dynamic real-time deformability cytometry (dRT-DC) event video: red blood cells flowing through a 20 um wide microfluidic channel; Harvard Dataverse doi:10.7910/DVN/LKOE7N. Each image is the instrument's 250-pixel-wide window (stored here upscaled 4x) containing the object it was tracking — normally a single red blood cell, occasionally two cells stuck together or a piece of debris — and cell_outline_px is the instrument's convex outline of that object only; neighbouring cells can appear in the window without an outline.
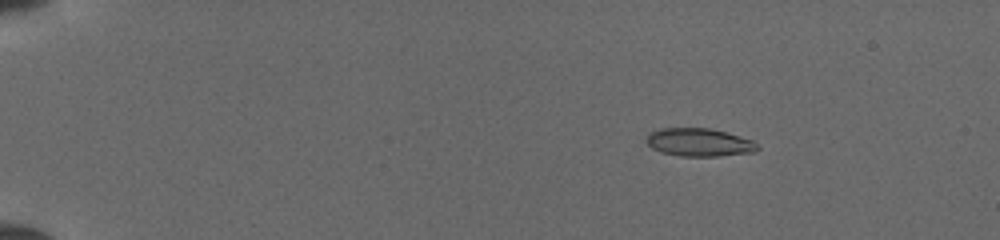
{"species": "common noctule bat (a hibernating species)", "species_latin": "Nyctalus noctula", "temperature_condition": "cold", "stored_images_in_passage": 50, "camera_frame_rate_fps": 3000, "um_per_image_px": 0.085, "animal": {"sex": "female", "body_mass_g": 19.5, "forearm_length_mm": 54.1}, "frame": {"image": 1, "passage_image": 8, "time_ms": 2.333, "image_size_px": [1000, 240], "cell_outline_px": [[760, 148], [756, 152], [716, 156], [680, 156], [660, 152], [652, 148], [644, 140], [648, 132], [660, 128], [708, 128], [728, 132], [752, 140]], "centroid_in_image_um": [59.4, 12.09], "position_along_channel_um": 25.6, "area_um2": 18.38}}
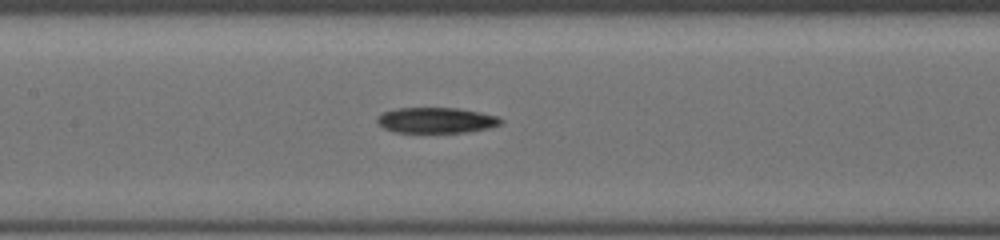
{"frame": {"image": 2, "passage_image": 26, "time_ms": 8.333, "image_size_px": [1000, 240], "cell_outline_px": [[504, 120], [500, 124], [488, 128], [464, 132], [396, 132], [384, 128], [376, 120], [384, 112], [396, 108], [460, 108], [500, 116]], "centroid_in_image_um": [37.13, 10.21], "position_along_channel_um": 170.3, "area_um2": 18.32}}
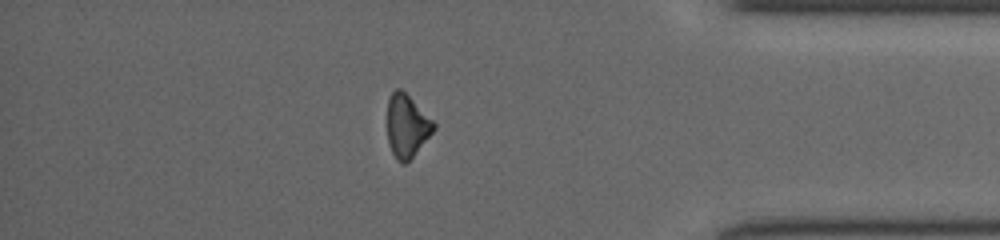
{"frame": {"image": 3, "passage_image": 44, "time_ms": 14.333, "image_size_px": [1000, 240], "cell_outline_px": [[436, 128], [412, 156], [404, 164], [400, 164], [396, 160], [388, 144], [388, 100], [392, 92], [396, 88], [400, 88], [436, 124]], "centroid_in_image_um": [34.56, 10.72], "position_along_channel_um": 400.6, "area_um2": 16.59}}